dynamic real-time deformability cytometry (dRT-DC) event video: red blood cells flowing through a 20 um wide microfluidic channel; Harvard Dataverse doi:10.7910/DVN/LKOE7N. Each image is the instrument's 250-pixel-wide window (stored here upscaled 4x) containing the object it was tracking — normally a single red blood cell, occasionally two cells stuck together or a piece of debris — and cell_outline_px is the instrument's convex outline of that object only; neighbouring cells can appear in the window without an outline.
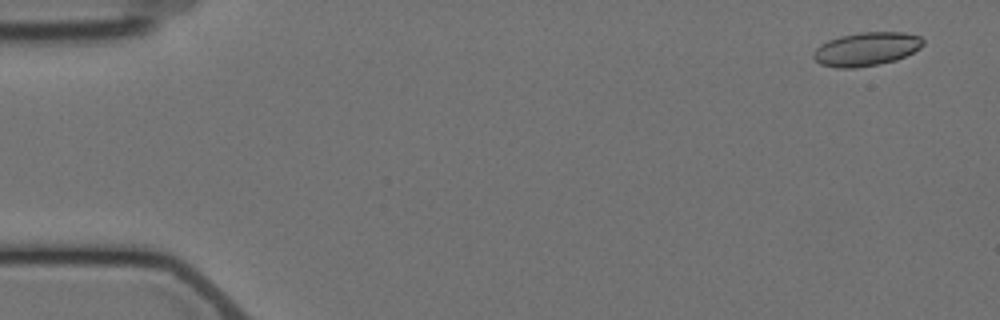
{"species": "Egyptian fruit bat (a non-hibernating species)", "species_latin": "Rousettus aegyptiacus", "temperature_condition": "cold", "stored_images_in_passage": 4, "camera_frame_rate_fps": 3000, "um_per_image_px": 0.085, "animal": {"sex": "female"}, "frame": {"image": 1, "passage_image": 1, "time_ms": 0.0, "image_size_px": [1000, 320], "cell_outline_px": [[924, 44], [920, 48], [896, 60], [880, 64], [856, 68], [836, 68], [820, 64], [812, 56], [812, 52], [820, 44], [828, 40], [840, 36], [860, 32], [904, 32], [920, 36], [924, 40]], "centroid_in_image_um": [73.63, 4.17], "position_along_channel_um": 11.4, "area_um2": 21.62}}
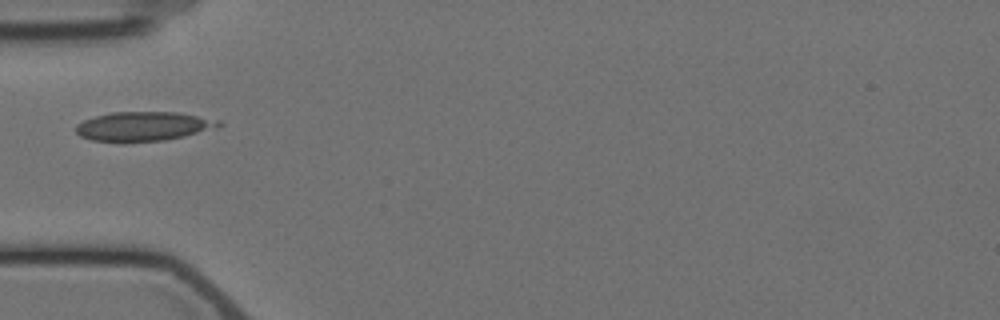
{"frame": {"image": 2, "passage_image": 4, "time_ms": 5.333, "image_size_px": [1000, 320], "cell_outline_px": [[224, 124], [220, 128], [184, 136], [164, 140], [124, 144], [92, 140], [80, 136], [76, 132], [76, 124], [84, 120], [96, 116], [112, 112], [176, 112], [220, 120]], "centroid_in_image_um": [12.21, 10.76], "position_along_channel_um": 72.8, "area_um2": 24.97}}